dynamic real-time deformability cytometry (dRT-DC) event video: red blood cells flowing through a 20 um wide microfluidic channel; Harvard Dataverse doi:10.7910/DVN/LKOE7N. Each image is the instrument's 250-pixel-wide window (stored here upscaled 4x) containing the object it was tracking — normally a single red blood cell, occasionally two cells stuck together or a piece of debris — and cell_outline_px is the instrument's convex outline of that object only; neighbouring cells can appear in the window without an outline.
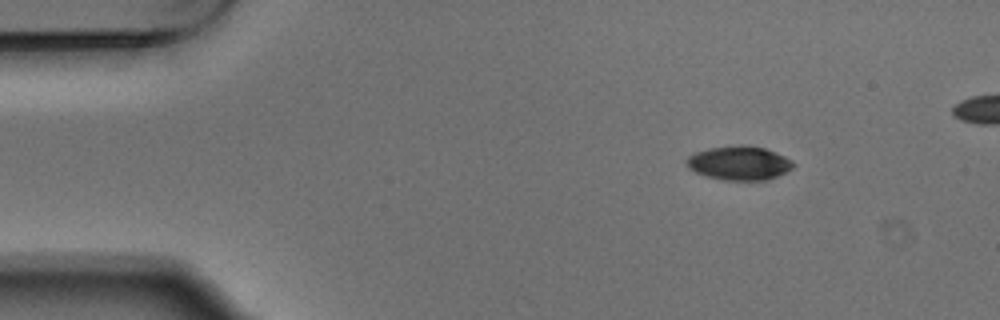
{"species": "Egyptian fruit bat (a non-hibernating species)", "species_latin": "Rousettus aegyptiacus", "temperature_condition": "warm", "stored_images_in_passage": 6, "camera_frame_rate_fps": 3000, "um_per_image_px": 0.085, "animal": {"sex": "male"}, "frame": {"image": 1, "passage_image": 1, "time_ms": 0.0, "image_size_px": [1000, 320], "cell_outline_px": [[796, 164], [792, 168], [768, 180], [724, 180], [708, 176], [696, 172], [688, 168], [684, 160], [688, 156], [696, 152], [708, 148], [740, 144], [744, 144], [764, 148], [784, 156], [792, 160]], "centroid_in_image_um": [62.81, 13.85], "position_along_channel_um": 22.2, "area_um2": 21.15}}
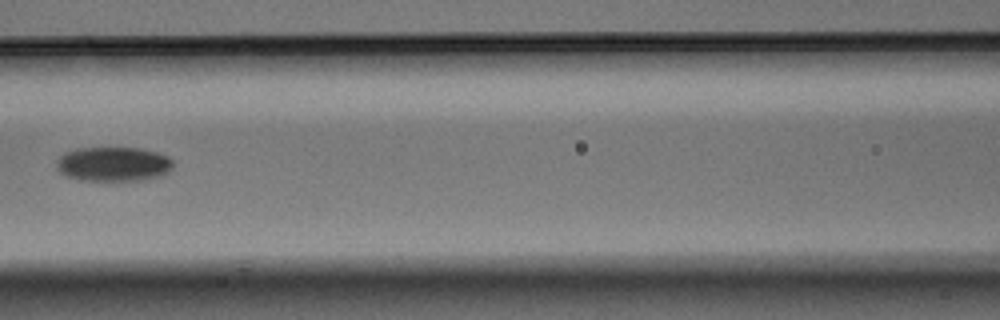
{"frame": {"image": 2, "passage_image": 5, "time_ms": 1.333, "image_size_px": [1000, 320], "cell_outline_px": [[172, 168], [168, 172], [160, 176], [144, 180], [80, 180], [68, 176], [60, 172], [56, 168], [56, 160], [64, 152], [76, 148], [140, 148], [156, 152], [168, 156], [172, 160]], "centroid_in_image_um": [9.62, 13.94], "position_along_channel_um": 157.0, "area_um2": 23.47}}
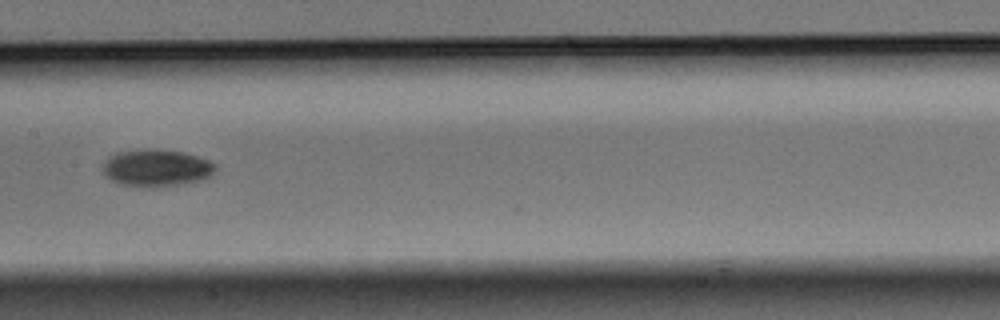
{"frame": {"image": 3, "passage_image": 6, "time_ms": 1.667, "image_size_px": [1000, 320], "cell_outline_px": [[216, 168], [204, 180], [184, 184], [156, 188], [152, 188], [120, 184], [104, 176], [104, 160], [108, 156], [116, 152], [148, 148], [184, 152], [208, 160], [216, 164]], "centroid_in_image_um": [13.28, 14.28], "position_along_channel_um": 194.1, "area_um2": 24.68}}